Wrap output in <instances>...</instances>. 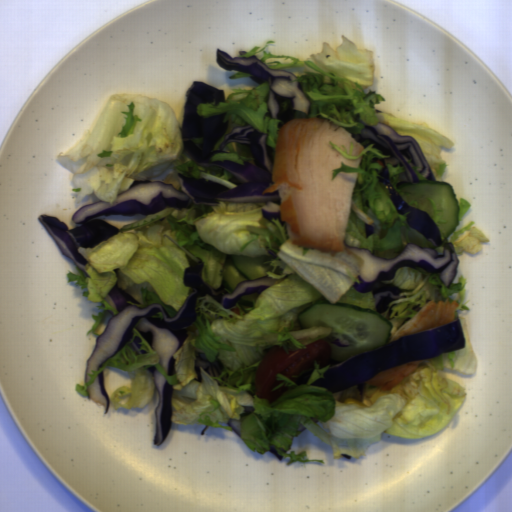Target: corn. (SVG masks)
<instances>
[{"mask_svg": "<svg viewBox=\"0 0 512 512\" xmlns=\"http://www.w3.org/2000/svg\"><path fill=\"white\" fill-rule=\"evenodd\" d=\"M344 403L345 404H352V405H355L359 408H364V407H367L361 400H356L354 399L353 397H349L347 399H344Z\"/></svg>", "mask_w": 512, "mask_h": 512, "instance_id": "51d56268", "label": "corn"}]
</instances>
